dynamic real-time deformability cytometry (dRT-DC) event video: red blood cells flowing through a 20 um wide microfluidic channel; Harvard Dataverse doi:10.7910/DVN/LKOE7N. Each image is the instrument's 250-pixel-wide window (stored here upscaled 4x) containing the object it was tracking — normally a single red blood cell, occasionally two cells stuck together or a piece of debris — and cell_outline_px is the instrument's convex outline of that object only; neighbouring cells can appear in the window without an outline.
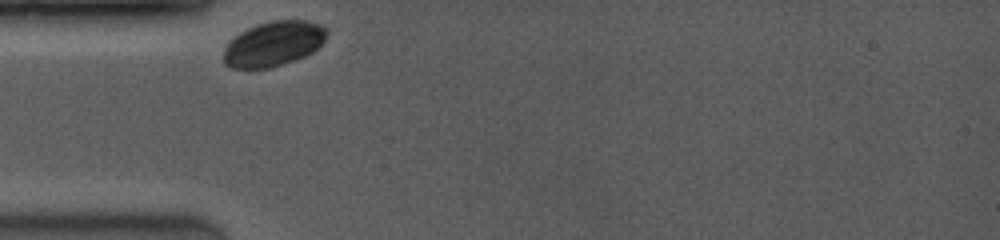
{"species": "common noctule bat (a hibernating species)", "species_latin": "Nyctalus noctula", "temperature_condition": "room temperature", "stored_images_in_passage": 11, "camera_frame_rate_fps": 4000, "um_per_image_px": 0.085, "animal": {"sex": "female", "body_mass_g": 19.0, "forearm_length_mm": 53.3}, "frame": {"image": 1, "passage_image": 1, "time_ms": 0.0, "image_size_px": [1000, 240], "cell_outline_px": [[328, 32], [324, 40], [312, 52], [304, 56], [268, 68], [232, 68], [224, 64], [224, 52], [228, 40], [240, 32], [256, 24], [272, 20], [308, 20], [320, 24]], "centroid_in_image_um": [23.22, 3.7], "position_along_channel_um": 61.8, "area_um2": 26.82}}
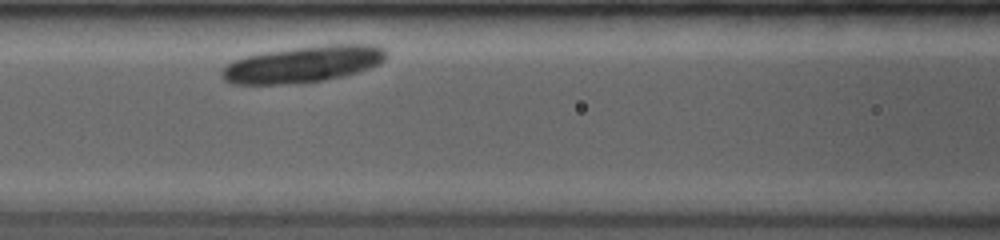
{"frame": {"image": 2, "passage_image": 10, "time_ms": 2.25, "image_size_px": [1000, 240], "cell_outline_px": [[388, 52], [384, 60], [368, 68], [356, 72], [324, 80], [280, 84], [236, 84], [228, 80], [224, 76], [224, 68], [228, 64], [244, 56], [260, 52], [324, 44], [376, 44], [388, 48]], "centroid_in_image_um": [25.85, 5.42], "position_along_channel_um": 140.8, "area_um2": 34.62}}